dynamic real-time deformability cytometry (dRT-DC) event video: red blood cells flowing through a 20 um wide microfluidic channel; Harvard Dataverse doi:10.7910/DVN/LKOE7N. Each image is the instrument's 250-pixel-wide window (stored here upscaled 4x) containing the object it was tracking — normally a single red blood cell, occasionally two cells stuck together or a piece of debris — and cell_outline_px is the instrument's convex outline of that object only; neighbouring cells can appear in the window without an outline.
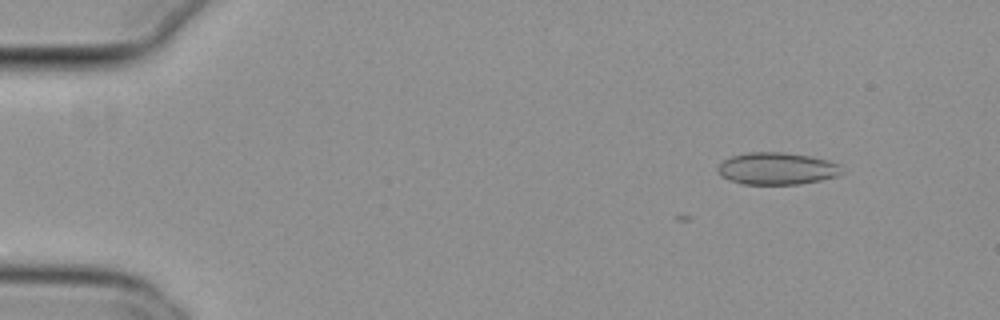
{"species": "common noctule bat (a hibernating species)", "species_latin": "Nyctalus noctula", "temperature_condition": "cold", "stored_images_in_passage": 3, "camera_frame_rate_fps": 3000, "um_per_image_px": 0.085, "animal": {"sex": "female", "body_mass_g": 29.2, "forearm_length_mm": 56.3}, "frame": {"image": 1, "passage_image": 3, "time_ms": 0.667, "image_size_px": [1000, 320], "cell_outline_px": [[844, 172], [836, 176], [820, 180], [800, 184], [740, 184], [728, 180], [720, 176], [716, 168], [724, 160], [732, 156], [748, 152], [784, 152], [808, 156], [828, 160], [840, 164]], "centroid_in_image_um": [66.02, 14.33], "position_along_channel_um": 19.0, "area_um2": 23.35}}